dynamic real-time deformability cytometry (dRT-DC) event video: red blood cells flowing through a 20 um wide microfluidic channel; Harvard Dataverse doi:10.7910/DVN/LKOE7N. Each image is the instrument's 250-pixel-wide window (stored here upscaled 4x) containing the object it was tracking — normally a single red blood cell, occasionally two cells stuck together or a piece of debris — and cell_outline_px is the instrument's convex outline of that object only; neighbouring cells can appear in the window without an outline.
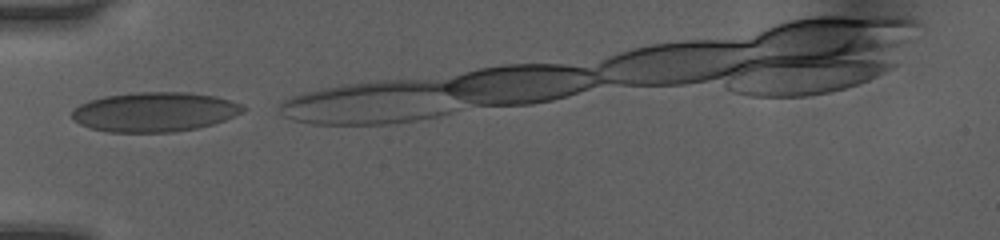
{"species": "human", "species_latin": "Homo sapiens", "temperature_condition": "room temperature", "stored_images_in_passage": 5, "camera_frame_rate_fps": 3000, "um_per_image_px": 0.085, "donor": {"sex": "female"}, "frame": {"image": 1, "passage_image": 1, "time_ms": 0.0, "image_size_px": [1000, 240], "cell_outline_px": [[248, 108], [224, 120], [212, 124], [196, 128], [172, 132], [108, 132], [88, 128], [72, 120], [72, 112], [80, 104], [88, 100], [104, 96], [136, 92], [188, 92], [216, 96], [240, 104]], "centroid_in_image_um": [13.09, 9.51], "position_along_channel_um": 71.9, "area_um2": 39.36}}